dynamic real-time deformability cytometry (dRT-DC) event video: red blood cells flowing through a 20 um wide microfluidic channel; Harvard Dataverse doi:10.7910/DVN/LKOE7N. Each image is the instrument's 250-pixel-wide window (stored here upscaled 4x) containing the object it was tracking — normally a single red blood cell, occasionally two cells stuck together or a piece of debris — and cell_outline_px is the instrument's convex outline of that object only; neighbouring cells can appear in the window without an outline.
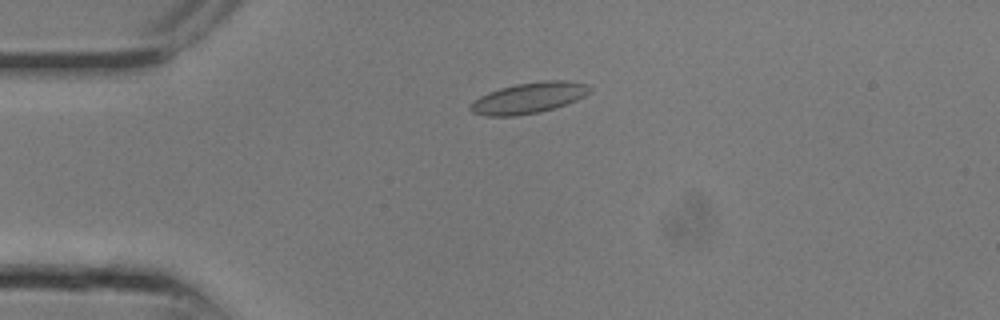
{"species": "common noctule bat (a hibernating species)", "species_latin": "Nyctalus noctula", "temperature_condition": "room temperature", "stored_images_in_passage": 25, "camera_frame_rate_fps": 3000, "um_per_image_px": 0.085, "animal": {"sex": "male", "body_mass_g": 13.3}, "frame": {"image": 1, "passage_image": 6, "time_ms": 1.667, "image_size_px": [1000, 320], "cell_outline_px": [[592, 88], [584, 96], [564, 104], [552, 108], [536, 112], [512, 116], [488, 116], [472, 112], [468, 108], [480, 96], [488, 92], [500, 88], [516, 84], [544, 80], [564, 80], [588, 84]], "centroid_in_image_um": [44.93, 8.3], "position_along_channel_um": 40.1, "area_um2": 21.04}}
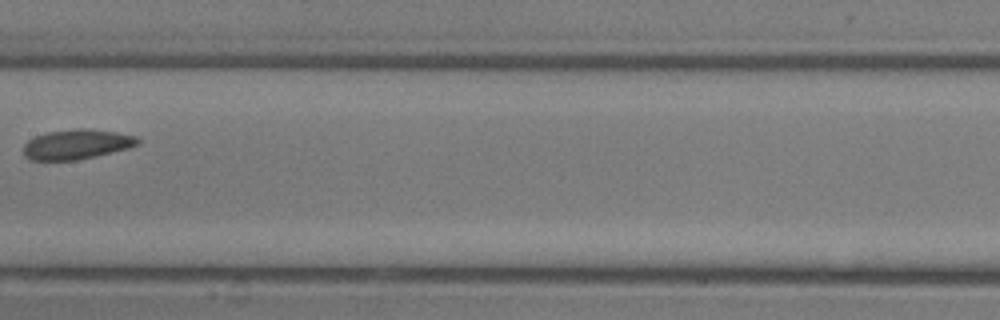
{"frame": {"image": 2, "passage_image": 13, "time_ms": 4.0, "image_size_px": [1000, 320], "cell_outline_px": [[140, 144], [128, 148], [96, 156], [76, 160], [32, 160], [24, 156], [24, 144], [28, 140], [36, 136], [48, 132], [76, 128], [84, 128], [116, 132], [136, 136], [140, 140]], "centroid_in_image_um": [6.53, 12.26], "position_along_channel_um": 200.9, "area_um2": 19.83}}
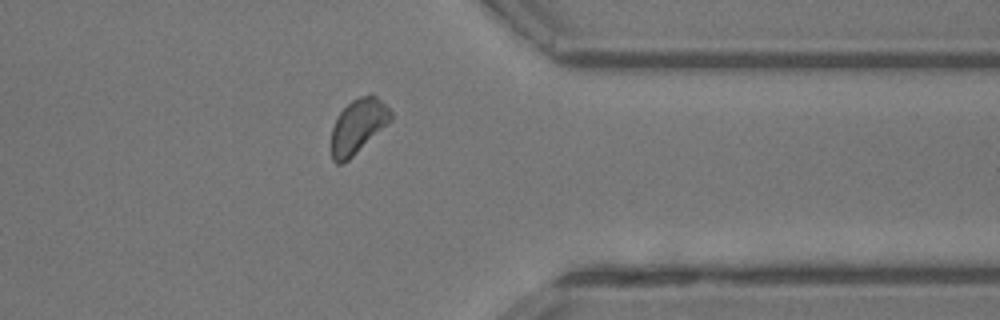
{"frame": {"image": 3, "passage_image": 20, "time_ms": 6.333, "image_size_px": [1000, 320], "cell_outline_px": [[392, 120], [388, 124], [348, 160], [340, 164], [336, 164], [332, 160], [328, 148], [332, 128], [340, 112], [352, 100], [360, 96], [376, 96], [392, 112]], "centroid_in_image_um": [30.37, 10.78], "position_along_channel_um": 381.0, "area_um2": 18.9}}